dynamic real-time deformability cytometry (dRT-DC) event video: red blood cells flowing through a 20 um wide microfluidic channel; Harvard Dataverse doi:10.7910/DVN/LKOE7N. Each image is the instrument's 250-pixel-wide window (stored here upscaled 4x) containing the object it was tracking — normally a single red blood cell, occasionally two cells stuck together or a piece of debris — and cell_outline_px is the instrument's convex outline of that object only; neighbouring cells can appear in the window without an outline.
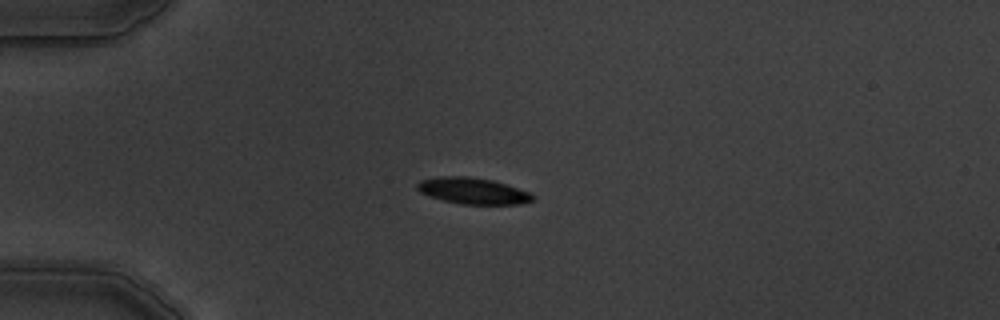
{"species": "common noctule bat (a hibernating species)", "species_latin": "Nyctalus noctula", "temperature_condition": "warm", "stored_images_in_passage": 5, "camera_frame_rate_fps": 3000, "um_per_image_px": 0.085, "animal": {"sex": "male", "body_mass_g": 19.5, "forearm_length_mm": 54.6}, "frame": {"image": 1, "passage_image": 4, "time_ms": 3.333, "image_size_px": [1000, 320], "cell_outline_px": [[532, 200], [520, 204], [460, 204], [444, 200], [420, 192], [416, 188], [416, 184], [420, 180], [440, 176], [468, 176], [492, 180], [532, 192]], "centroid_in_image_um": [40.19, 16.21], "position_along_channel_um": 44.8, "area_um2": 17.57}}